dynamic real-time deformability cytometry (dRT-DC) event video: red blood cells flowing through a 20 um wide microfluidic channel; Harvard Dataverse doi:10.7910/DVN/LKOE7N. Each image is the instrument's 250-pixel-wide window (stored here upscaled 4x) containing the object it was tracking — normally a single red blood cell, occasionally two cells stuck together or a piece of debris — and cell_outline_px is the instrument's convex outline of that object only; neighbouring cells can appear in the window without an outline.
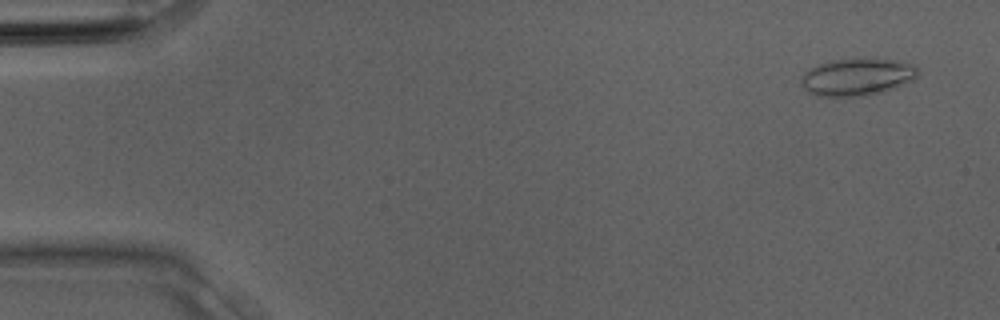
{"species": "Egyptian fruit bat (a non-hibernating species)", "species_latin": "Rousettus aegyptiacus", "temperature_condition": "room temperature", "stored_images_in_passage": 33, "camera_frame_rate_fps": 3000, "um_per_image_px": 0.085, "animal": {"sex": "male"}, "frame": {"image": 1, "passage_image": 2, "time_ms": 0.333, "image_size_px": [1000, 320], "cell_outline_px": [[920, 72], [912, 80], [896, 88], [880, 92], [860, 96], [816, 96], [808, 92], [800, 84], [800, 76], [804, 72], [820, 64], [832, 60], [888, 60], [908, 64], [920, 68]], "centroid_in_image_um": [72.81, 6.57], "position_along_channel_um": 12.2, "area_um2": 24.8}}
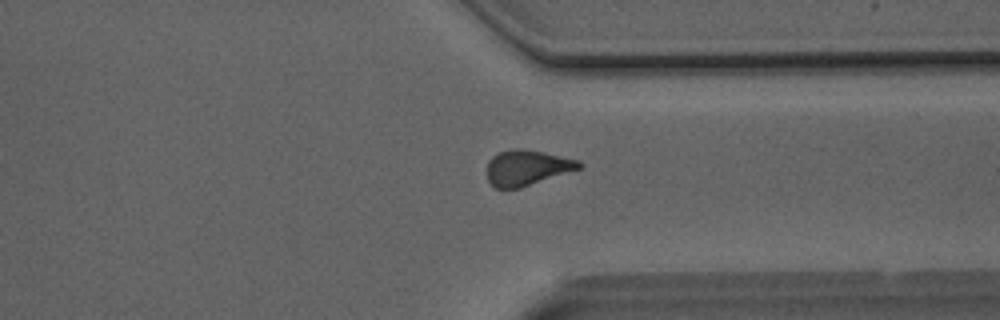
{"frame": {"image": 2, "passage_image": 25, "time_ms": 8.0, "image_size_px": [1000, 320], "cell_outline_px": [[584, 168], [520, 188], [496, 188], [488, 180], [488, 160], [492, 156], [500, 152], [512, 148], [524, 148], [544, 152], [580, 160], [584, 164]], "centroid_in_image_um": [44.86, 14.24], "position_along_channel_um": 366.5, "area_um2": 19.31}}
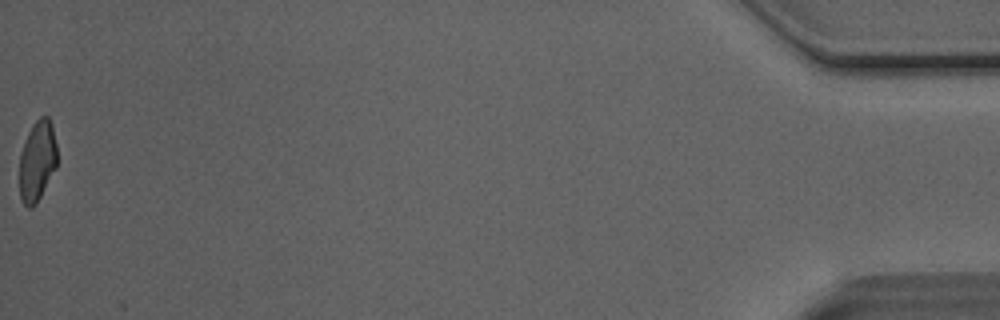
{"frame": {"image": 3, "passage_image": 33, "time_ms": 10.667, "image_size_px": [1000, 320], "cell_outline_px": [[56, 168], [36, 204], [32, 208], [28, 208], [20, 200], [20, 152], [24, 140], [32, 124], [40, 116], [48, 116], [52, 124], [56, 144]], "centroid_in_image_um": [3.15, 13.67], "position_along_channel_um": 432.0, "area_um2": 17.8}}